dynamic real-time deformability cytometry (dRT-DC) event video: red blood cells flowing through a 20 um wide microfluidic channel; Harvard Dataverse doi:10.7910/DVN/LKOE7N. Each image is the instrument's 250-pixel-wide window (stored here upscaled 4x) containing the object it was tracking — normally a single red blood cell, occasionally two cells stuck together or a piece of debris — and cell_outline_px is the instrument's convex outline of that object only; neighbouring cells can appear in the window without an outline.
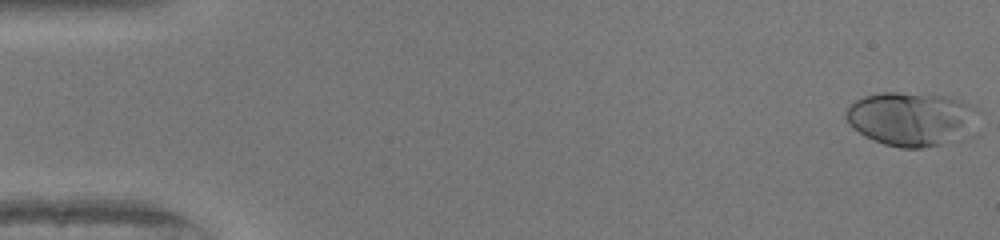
{"species": "human", "species_latin": "Homo sapiens", "temperature_condition": "warm", "stored_images_in_passage": 51, "camera_frame_rate_fps": 3000, "um_per_image_px": 0.085, "donor": {"sex": "female"}, "frame": {"image": 1, "passage_image": 1, "time_ms": 0.0, "image_size_px": [1000, 240], "cell_outline_px": [[980, 108], [972, 136], [960, 140], [920, 148], [900, 148], [884, 144], [864, 136], [852, 128], [848, 124], [844, 112], [856, 100], [864, 96], [880, 92], [896, 92], [952, 96]], "centroid_in_image_um": [77.54, 10.11], "position_along_channel_um": 7.5, "area_um2": 42.6}}
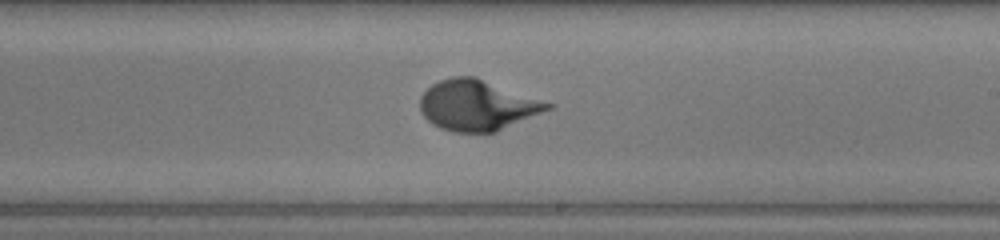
{"frame": {"image": 2, "passage_image": 30, "time_ms": 9.667, "image_size_px": [1000, 240], "cell_outline_px": [[556, 104], [552, 108], [496, 132], [452, 132], [440, 128], [432, 124], [420, 112], [420, 96], [432, 84], [440, 80], [452, 76], [476, 76]], "centroid_in_image_um": [40.58, 8.94], "position_along_channel_um": 248.4, "area_um2": 37.86}}
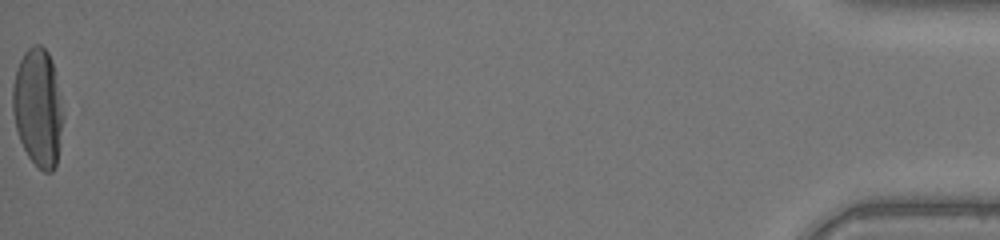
{"frame": {"image": 3, "passage_image": 51, "time_ms": 16.667, "image_size_px": [1000, 240], "cell_outline_px": [[64, 120], [56, 164], [52, 172], [44, 172], [28, 156], [20, 140], [16, 128], [12, 112], [12, 88], [16, 68], [24, 52], [32, 44], [40, 44], [48, 52], [52, 60], [60, 96], [64, 116]], "centroid_in_image_um": [3.23, 9.12], "position_along_channel_um": 432.0, "area_um2": 34.85}}